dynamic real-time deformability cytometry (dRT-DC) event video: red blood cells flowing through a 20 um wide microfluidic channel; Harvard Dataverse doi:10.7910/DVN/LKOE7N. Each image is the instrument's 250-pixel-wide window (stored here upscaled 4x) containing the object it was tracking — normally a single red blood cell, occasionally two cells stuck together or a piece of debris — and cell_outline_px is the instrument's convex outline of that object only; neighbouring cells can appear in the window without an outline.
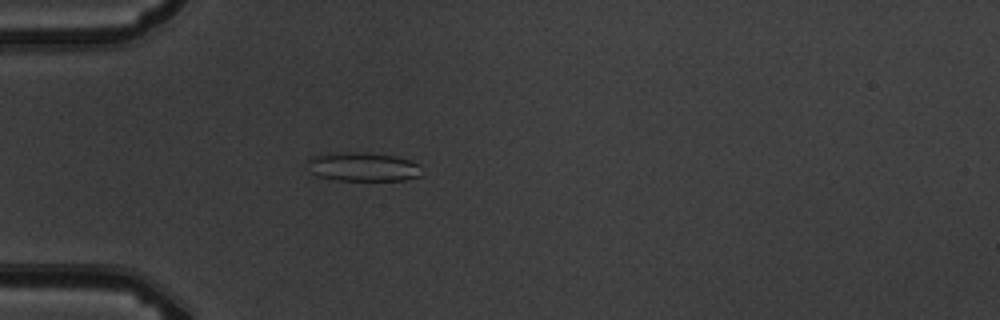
{"species": "common noctule bat (a hibernating species)", "species_latin": "Nyctalus noctula", "temperature_condition": "warm", "stored_images_in_passage": 1, "camera_frame_rate_fps": 3000, "um_per_image_px": 0.085, "animal": {"sex": "male", "body_mass_g": 19.5, "forearm_length_mm": 54.6}, "frame": {"image": 1, "passage_image": 1, "time_ms": 0.0, "image_size_px": [1000, 320], "cell_outline_px": [[420, 176], [404, 180], [336, 180], [320, 176], [312, 172], [308, 160], [312, 156], [348, 152], [364, 152], [396, 156], [420, 164]], "centroid_in_image_um": [30.91, 14.18], "position_along_channel_um": 54.1, "area_um2": 18.9}}